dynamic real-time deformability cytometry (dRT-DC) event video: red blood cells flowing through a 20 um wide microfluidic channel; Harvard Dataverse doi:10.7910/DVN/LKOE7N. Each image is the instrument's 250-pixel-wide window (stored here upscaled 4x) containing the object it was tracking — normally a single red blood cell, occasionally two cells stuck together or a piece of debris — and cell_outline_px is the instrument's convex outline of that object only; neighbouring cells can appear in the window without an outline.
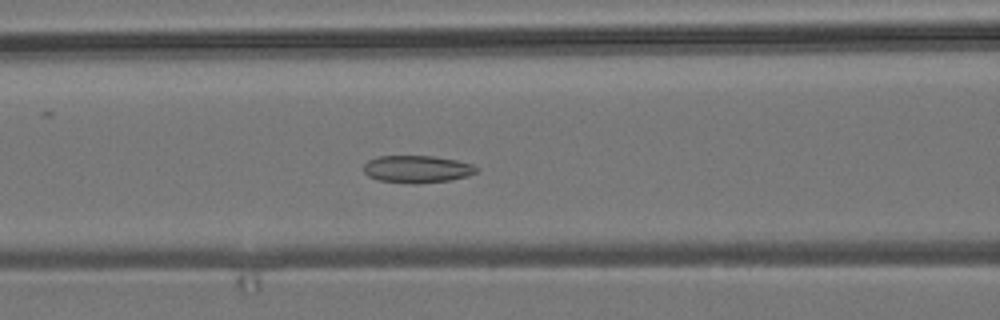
{"species": "common noctule bat (a hibernating species)", "species_latin": "Nyctalus noctula", "temperature_condition": "room temperature", "stored_images_in_passage": 54, "camera_frame_rate_fps": 3000, "um_per_image_px": 0.085, "animal": {"sex": "male", "body_mass_g": 19.2, "forearm_length_mm": 51.8}, "frame": {"image": 1, "passage_image": 23, "time_ms": 7.333, "image_size_px": [1000, 320], "cell_outline_px": [[480, 168], [476, 172], [468, 176], [452, 180], [412, 184], [380, 180], [368, 176], [364, 172], [364, 164], [368, 160], [376, 156], [432, 156], [456, 160], [472, 164]], "centroid_in_image_um": [35.46, 14.37], "position_along_channel_um": 131.1, "area_um2": 18.03}}
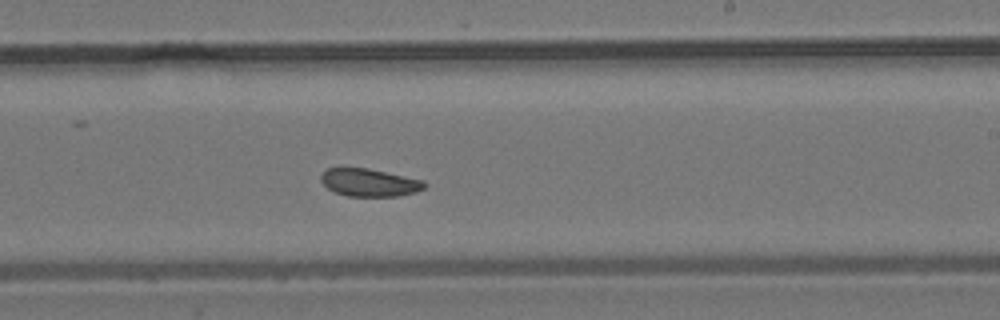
{"frame": {"image": 2, "passage_image": 33, "time_ms": 10.667, "image_size_px": [1000, 320], "cell_outline_px": [[428, 184], [424, 188], [416, 192], [396, 196], [348, 196], [332, 192], [320, 180], [320, 176], [328, 168], [368, 168], [424, 180]], "centroid_in_image_um": [31.41, 15.52], "position_along_channel_um": 257.6, "area_um2": 16.76}}
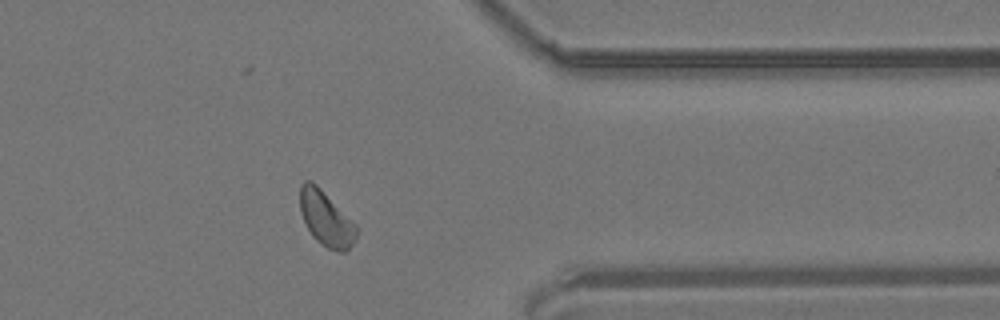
{"frame": {"image": 3, "passage_image": 44, "time_ms": 14.333, "image_size_px": [1000, 320], "cell_outline_px": [[360, 228], [356, 240], [344, 252], [340, 252], [328, 248], [316, 240], [312, 236], [300, 212], [300, 184], [304, 180], [312, 180]], "centroid_in_image_um": [27.73, 18.58], "position_along_channel_um": 383.7, "area_um2": 18.09}, "authors_computed_cell_mechanics": {"area_um2": 18.0625, "velocity_mm_per_s": 3.8104, "shape_relaxation_time_tau1_ms": null, "shape_relaxation_time_tau2_ms": 3.0465, "deformation_change_tau1": null, "deformation_change_tau2": 0.078}}